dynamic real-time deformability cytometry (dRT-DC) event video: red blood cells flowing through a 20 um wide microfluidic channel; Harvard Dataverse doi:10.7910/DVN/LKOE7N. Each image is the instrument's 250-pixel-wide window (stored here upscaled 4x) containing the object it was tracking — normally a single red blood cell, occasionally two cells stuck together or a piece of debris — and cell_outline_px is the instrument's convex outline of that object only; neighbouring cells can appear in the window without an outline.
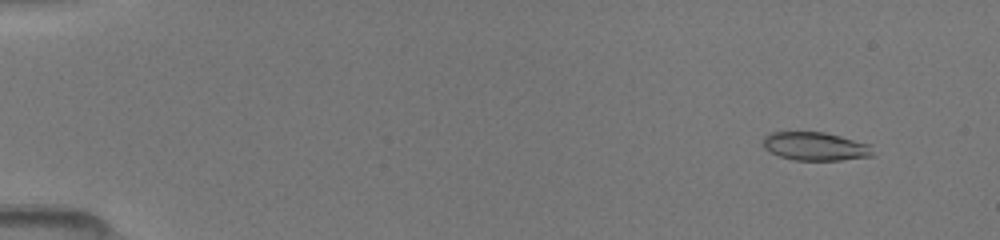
{"species": "common noctule bat (a hibernating species)", "species_latin": "Nyctalus noctula", "temperature_condition": "room temperature", "stored_images_in_passage": 11, "camera_frame_rate_fps": 3000, "um_per_image_px": 0.085, "animal": {"sex": "female", "body_mass_g": 19.5, "forearm_length_mm": 54.1}, "frame": {"image": 1, "passage_image": 2, "time_ms": 0.667, "image_size_px": [1000, 240], "cell_outline_px": [[876, 156], [840, 160], [792, 160], [780, 156], [764, 148], [764, 136], [772, 132], [824, 132], [872, 144]], "centroid_in_image_um": [69.38, 12.44], "position_along_channel_um": 15.6, "area_um2": 18.32}}
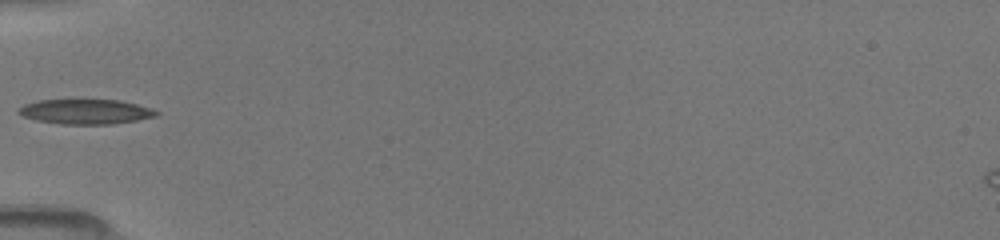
{"frame": {"image": 2, "passage_image": 8, "time_ms": 5.333, "image_size_px": [1000, 240], "cell_outline_px": [[160, 112], [156, 116], [136, 120], [112, 124], [60, 124], [36, 120], [24, 116], [16, 112], [24, 104], [40, 100], [120, 100], [152, 108]], "centroid_in_image_um": [7.29, 9.49], "position_along_channel_um": 77.7, "area_um2": 19.83}}
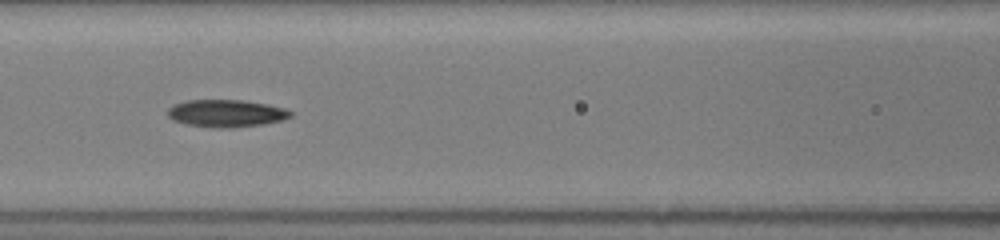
{"frame": {"image": 3, "passage_image": 10, "time_ms": 7.0, "image_size_px": [1000, 240], "cell_outline_px": [[292, 116], [280, 120], [264, 124], [232, 128], [212, 128], [184, 124], [172, 120], [168, 116], [168, 108], [172, 104], [184, 100], [244, 100], [268, 104], [284, 108], [292, 112]], "centroid_in_image_um": [19.18, 9.63], "position_along_channel_um": 147.4, "area_um2": 19.88}}